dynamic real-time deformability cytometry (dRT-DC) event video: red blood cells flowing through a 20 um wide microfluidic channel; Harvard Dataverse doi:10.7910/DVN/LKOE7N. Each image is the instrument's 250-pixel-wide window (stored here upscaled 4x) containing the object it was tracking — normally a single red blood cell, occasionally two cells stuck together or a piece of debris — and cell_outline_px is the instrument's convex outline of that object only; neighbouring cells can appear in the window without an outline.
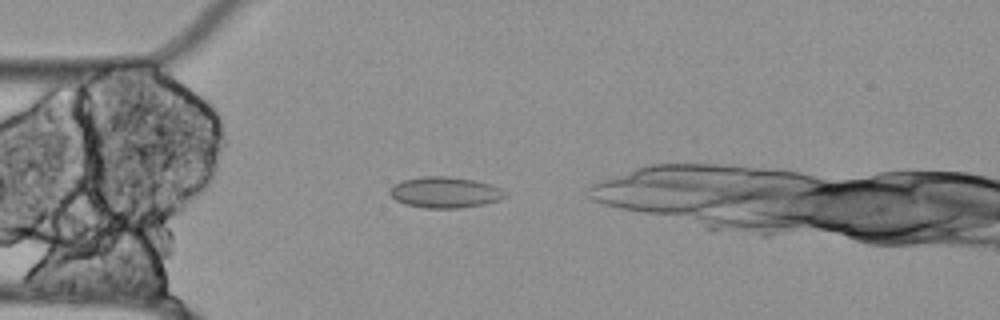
{"species": "Egyptian fruit bat (a non-hibernating species)", "species_latin": "Rousettus aegyptiacus", "temperature_condition": "cold", "stored_images_in_passage": 35, "camera_frame_rate_fps": 3000, "um_per_image_px": 0.085, "animal": {"sex": "female"}, "frame": {"image": 1, "passage_image": 4, "time_ms": 1.0, "image_size_px": [1000, 320], "cell_outline_px": [[508, 196], [500, 200], [484, 204], [460, 208], [424, 208], [404, 204], [396, 200], [388, 192], [388, 188], [392, 184], [404, 180], [424, 176], [448, 176], [472, 180], [488, 184], [500, 188]], "centroid_in_image_um": [37.78, 16.36], "position_along_channel_um": 47.2, "area_um2": 20.87}}
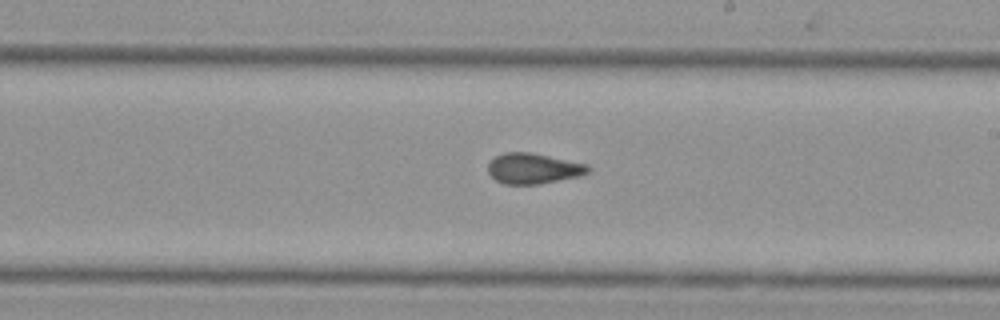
{"frame": {"image": 2, "passage_image": 21, "time_ms": 6.667, "image_size_px": [1000, 320], "cell_outline_px": [[592, 168], [588, 172], [580, 176], [536, 184], [504, 184], [496, 180], [488, 172], [488, 164], [496, 156], [504, 152], [532, 152], [588, 164]], "centroid_in_image_um": [45.35, 14.31], "position_along_channel_um": 243.6, "area_um2": 17.8}}
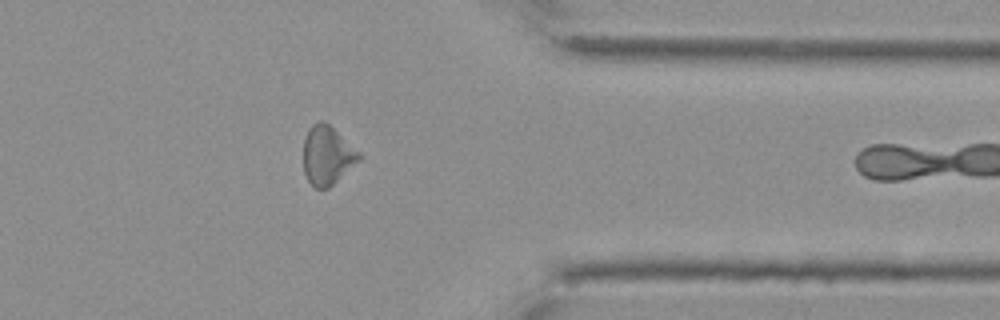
{"frame": {"image": 3, "passage_image": 34, "time_ms": 11.0, "image_size_px": [1000, 320], "cell_outline_px": [[364, 156], [360, 160], [328, 188], [316, 188], [308, 180], [304, 172], [304, 136], [308, 128], [312, 124], [320, 120], [324, 120], [360, 152]], "centroid_in_image_um": [27.82, 13.18], "position_along_channel_um": 383.6, "area_um2": 19.02}}